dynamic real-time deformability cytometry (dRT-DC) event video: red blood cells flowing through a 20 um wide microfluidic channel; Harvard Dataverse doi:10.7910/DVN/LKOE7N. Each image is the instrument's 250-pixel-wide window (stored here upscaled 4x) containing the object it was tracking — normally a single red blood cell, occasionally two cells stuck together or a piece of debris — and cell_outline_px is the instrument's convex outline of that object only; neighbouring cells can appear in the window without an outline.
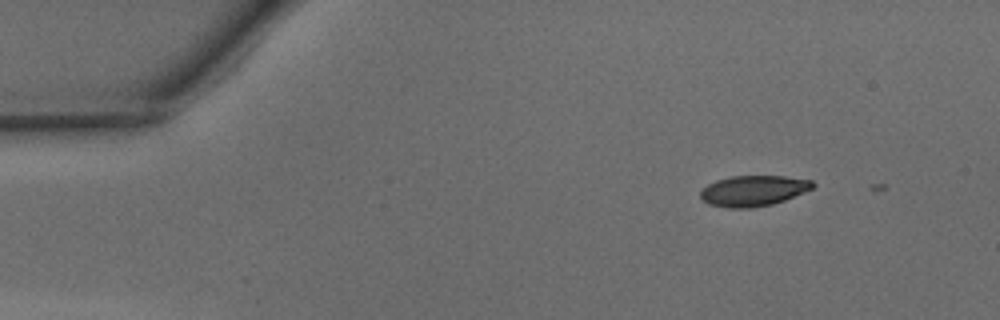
{"species": "common noctule bat (a hibernating species)", "species_latin": "Nyctalus noctula", "temperature_condition": "warm", "stored_images_in_passage": 2, "camera_frame_rate_fps": 3000, "um_per_image_px": 0.085, "animal": {"sex": "male", "body_mass_g": 15.6}, "frame": {"image": 1, "passage_image": 1, "time_ms": 0.0, "image_size_px": [1000, 320], "cell_outline_px": [[816, 184], [812, 188], [804, 192], [784, 200], [772, 204], [752, 208], [728, 208], [708, 204], [700, 196], [700, 192], [708, 184], [716, 180], [732, 176], [784, 176], [812, 180]], "centroid_in_image_um": [64.04, 16.21], "position_along_channel_um": 21.0, "area_um2": 20.0}}